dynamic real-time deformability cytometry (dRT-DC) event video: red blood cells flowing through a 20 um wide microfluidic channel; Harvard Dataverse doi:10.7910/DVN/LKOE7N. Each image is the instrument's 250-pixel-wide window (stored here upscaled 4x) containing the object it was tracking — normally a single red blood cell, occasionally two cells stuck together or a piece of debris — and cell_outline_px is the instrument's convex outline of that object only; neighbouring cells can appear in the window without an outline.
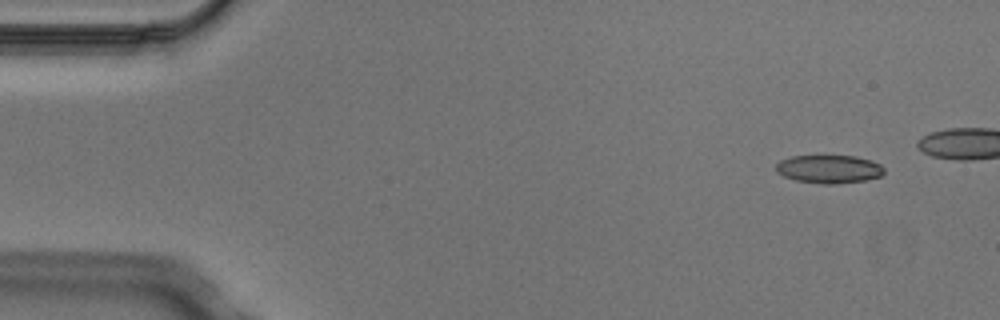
{"species": "Egyptian fruit bat (a non-hibernating species)", "species_latin": "Rousettus aegyptiacus", "temperature_condition": "cold", "stored_images_in_passage": 5, "camera_frame_rate_fps": 3000, "um_per_image_px": 0.085, "animal": {"sex": "male"}, "frame": {"image": 1, "passage_image": 1, "time_ms": 0.0, "image_size_px": [1000, 320], "cell_outline_px": [[884, 172], [880, 176], [864, 180], [836, 184], [824, 184], [796, 180], [784, 176], [776, 172], [776, 164], [780, 160], [792, 156], [856, 156], [872, 160], [880, 164], [884, 168]], "centroid_in_image_um": [70.47, 14.36], "position_along_channel_um": 14.5, "area_um2": 17.74}}
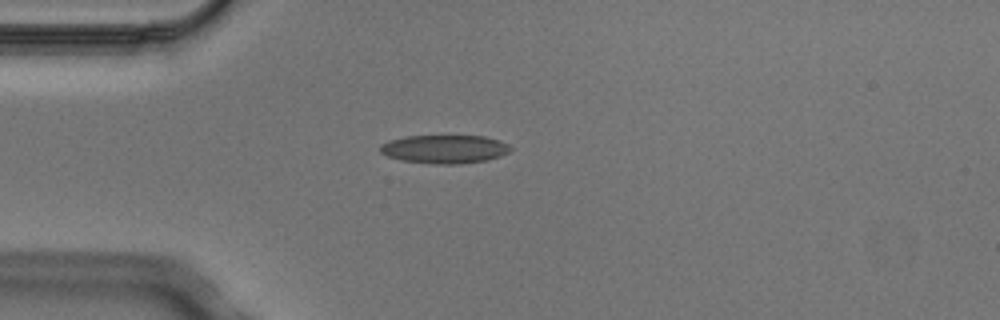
{"frame": {"image": 2, "passage_image": 5, "time_ms": 1.333, "image_size_px": [1000, 320], "cell_outline_px": [[512, 148], [508, 152], [500, 156], [488, 160], [460, 164], [432, 164], [400, 160], [388, 156], [380, 152], [380, 144], [388, 140], [404, 136], [484, 136], [500, 140], [508, 144]], "centroid_in_image_um": [37.77, 12.67], "position_along_channel_um": 47.2, "area_um2": 21.79}}